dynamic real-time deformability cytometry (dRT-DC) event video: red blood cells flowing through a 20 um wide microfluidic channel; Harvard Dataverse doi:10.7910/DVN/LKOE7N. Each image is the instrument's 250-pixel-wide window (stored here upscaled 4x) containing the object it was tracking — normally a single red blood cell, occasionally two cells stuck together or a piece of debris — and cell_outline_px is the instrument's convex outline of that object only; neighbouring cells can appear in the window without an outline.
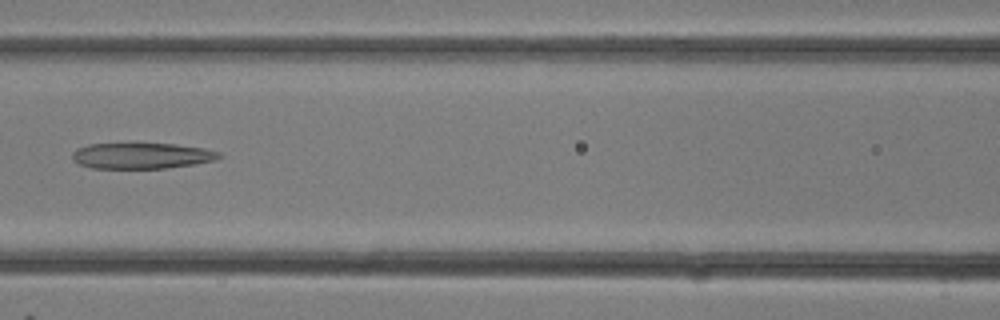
{"species": "common noctule bat (a hibernating species)", "species_latin": "Nyctalus noctula", "temperature_condition": "room temperature", "stored_images_in_passage": 19, "camera_frame_rate_fps": 3000, "um_per_image_px": 0.085, "animal": {"sex": "female"}, "frame": {"image": 1, "passage_image": 14, "time_ms": 4.333, "image_size_px": [1000, 320], "cell_outline_px": [[224, 156], [216, 160], [192, 164], [164, 168], [92, 168], [80, 164], [72, 160], [72, 152], [76, 148], [88, 144], [172, 144], [204, 148], [220, 152]], "centroid_in_image_um": [12.03, 13.24], "position_along_channel_um": 154.6, "area_um2": 22.02}}
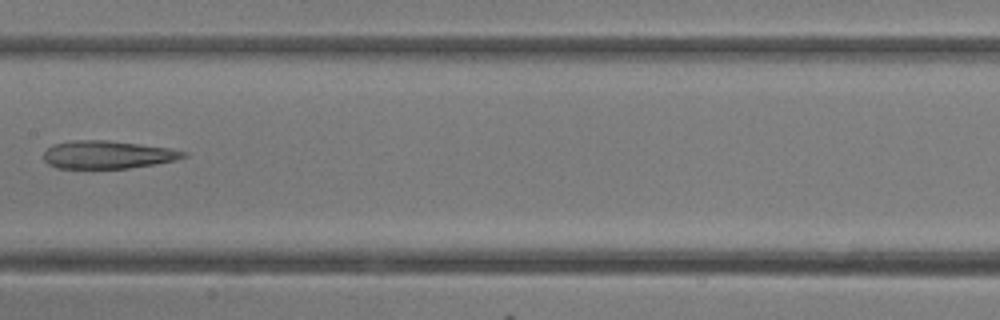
{"frame": {"image": 2, "passage_image": 16, "time_ms": 5.0, "image_size_px": [1000, 320], "cell_outline_px": [[188, 156], [176, 160], [156, 164], [128, 168], [56, 168], [48, 164], [44, 160], [44, 152], [52, 144], [72, 140], [108, 140], [172, 148], [188, 152]], "centroid_in_image_um": [9.17, 13.14], "position_along_channel_um": 198.2, "area_um2": 22.95}}
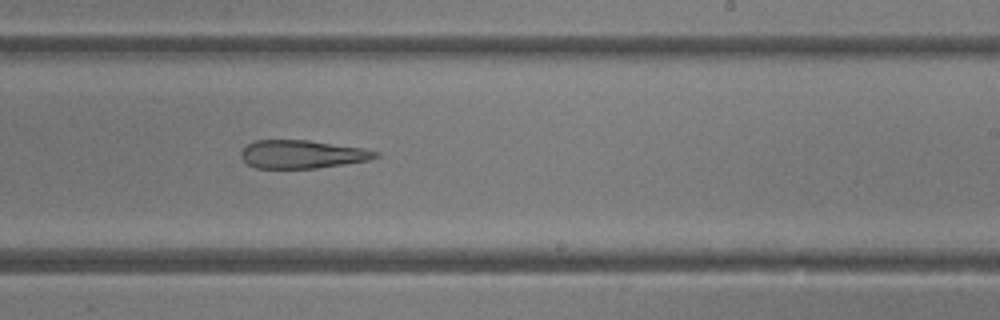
{"frame": {"image": 3, "passage_image": 19, "time_ms": 6.0, "image_size_px": [1000, 320], "cell_outline_px": [[380, 156], [368, 160], [344, 164], [316, 168], [256, 168], [248, 164], [240, 156], [240, 152], [248, 144], [256, 140], [308, 140], [360, 148], [380, 152]], "centroid_in_image_um": [25.67, 13.11], "position_along_channel_um": 263.3, "area_um2": 21.91}}